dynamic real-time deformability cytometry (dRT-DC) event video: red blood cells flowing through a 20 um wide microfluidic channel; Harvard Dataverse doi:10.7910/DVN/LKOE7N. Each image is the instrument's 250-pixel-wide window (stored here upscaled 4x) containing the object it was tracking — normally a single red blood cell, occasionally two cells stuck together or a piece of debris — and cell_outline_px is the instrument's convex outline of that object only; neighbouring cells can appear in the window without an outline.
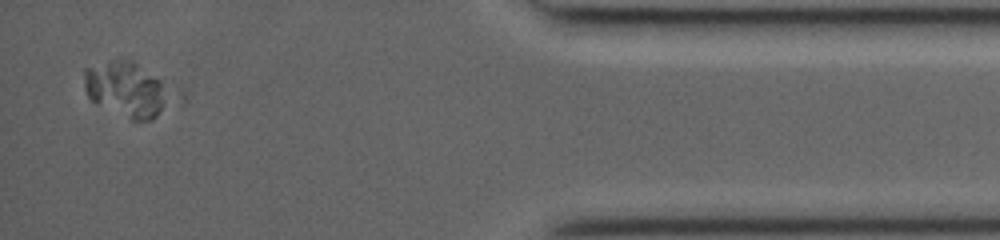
{"species": "common noctule bat (a hibernating species)", "species_latin": "Nyctalus noctula", "temperature_condition": "room temperature", "stored_images_in_passage": 32, "camera_frame_rate_fps": 3000, "um_per_image_px": 0.085, "animal": {"sex": "female", "body_mass_g": 19.0, "forearm_length_mm": 53.3}, "frame": {"image": 1, "passage_image": 31, "time_ms": 10.0, "image_size_px": [1000, 240], "cell_outline_px": [[160, 108], [156, 116], [152, 120], [132, 120], [92, 100], [88, 96], [84, 88], [84, 68], [120, 56], [132, 60], [160, 80]], "centroid_in_image_um": [10.53, 7.5], "position_along_channel_um": 424.7, "area_um2": 25.95}}